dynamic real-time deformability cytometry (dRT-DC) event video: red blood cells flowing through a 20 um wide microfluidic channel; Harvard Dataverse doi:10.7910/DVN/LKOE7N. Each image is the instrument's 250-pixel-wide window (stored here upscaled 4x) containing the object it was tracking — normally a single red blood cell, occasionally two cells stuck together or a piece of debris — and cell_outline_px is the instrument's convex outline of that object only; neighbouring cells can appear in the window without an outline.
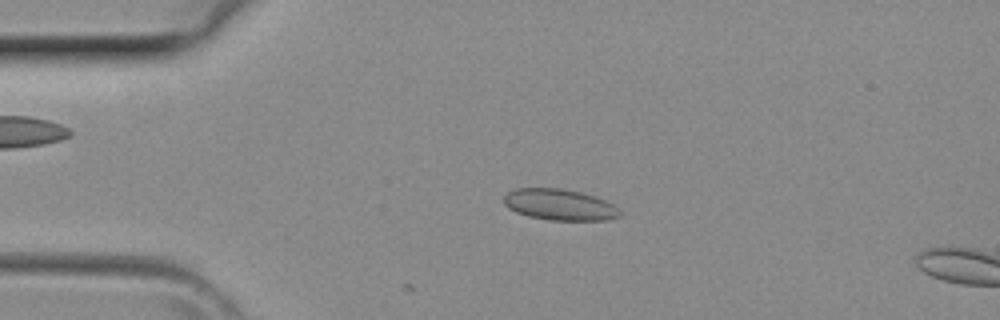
{"species": "common noctule bat (a hibernating species)", "species_latin": "Nyctalus noctula", "temperature_condition": "room temperature", "stored_images_in_passage": 3, "camera_frame_rate_fps": 3000, "um_per_image_px": 0.085, "animal": {"sex": "female", "body_mass_g": 29.2, "forearm_length_mm": 56.3}, "frame": {"image": 1, "passage_image": 1, "time_ms": 0.0, "image_size_px": [1000, 320], "cell_outline_px": [[624, 212], [620, 216], [608, 220], [548, 220], [528, 216], [516, 212], [508, 208], [504, 204], [504, 196], [508, 192], [516, 188], [560, 188], [580, 192], [596, 196], [612, 204]], "centroid_in_image_um": [47.58, 17.4], "position_along_channel_um": 37.4, "area_um2": 21.21}}